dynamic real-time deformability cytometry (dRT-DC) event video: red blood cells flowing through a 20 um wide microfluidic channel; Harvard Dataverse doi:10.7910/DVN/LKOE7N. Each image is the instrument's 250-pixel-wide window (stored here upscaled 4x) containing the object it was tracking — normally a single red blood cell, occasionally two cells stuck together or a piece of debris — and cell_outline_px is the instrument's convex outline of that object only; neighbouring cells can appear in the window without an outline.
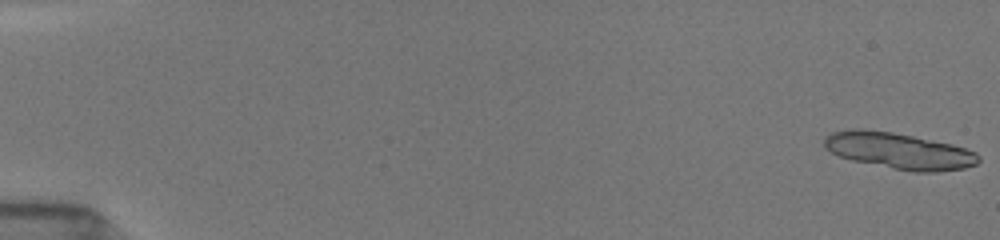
{"species": "common noctule bat (a hibernating species)", "species_latin": "Nyctalus noctula", "temperature_condition": "room temperature", "stored_images_in_passage": 2, "camera_frame_rate_fps": 3000, "um_per_image_px": 0.085, "animal": {"sex": "female", "body_mass_g": 19.5, "forearm_length_mm": 54.1}, "frame": {"image": 1, "passage_image": 1, "time_ms": 0.0, "image_size_px": [1000, 240], "cell_outline_px": [[980, 160], [976, 164], [964, 168], [936, 172], [912, 172], [852, 160], [840, 156], [824, 148], [824, 136], [832, 132], [852, 128], [864, 128], [892, 132], [952, 144], [976, 152], [980, 156]], "centroid_in_image_um": [76.4, 12.81], "position_along_channel_um": 8.6, "area_um2": 32.66}}